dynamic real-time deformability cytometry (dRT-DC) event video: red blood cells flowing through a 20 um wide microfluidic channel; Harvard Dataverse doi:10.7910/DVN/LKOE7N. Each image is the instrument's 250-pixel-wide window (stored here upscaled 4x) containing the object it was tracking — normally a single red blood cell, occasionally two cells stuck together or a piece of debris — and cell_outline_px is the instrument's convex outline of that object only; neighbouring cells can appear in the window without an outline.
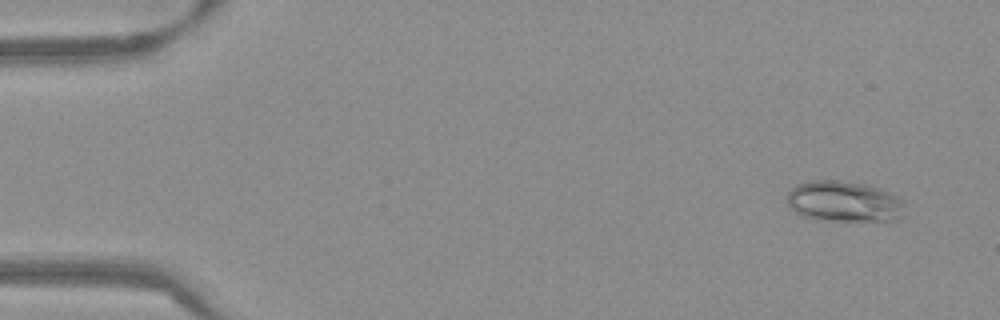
{"species": "Egyptian fruit bat (a non-hibernating species)", "species_latin": "Rousettus aegyptiacus", "temperature_condition": "warm", "stored_images_in_passage": 54, "camera_frame_rate_fps": 3000, "um_per_image_px": 0.085, "frame": {"image": 1, "passage_image": 4, "time_ms": 1.0, "image_size_px": [1000, 320], "cell_outline_px": [[904, 216], [888, 224], [816, 220], [800, 216], [788, 204], [788, 192], [796, 184], [812, 180], [836, 180], [864, 184], [880, 188], [900, 196], [904, 200]], "centroid_in_image_um": [71.85, 17.19], "position_along_channel_um": 13.2, "area_um2": 29.42}}
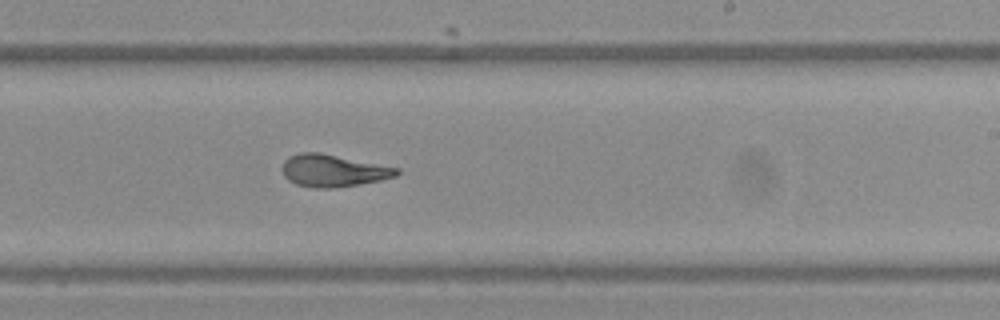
{"frame": {"image": 2, "passage_image": 33, "time_ms": 10.667, "image_size_px": [1000, 320], "cell_outline_px": [[400, 172], [396, 176], [380, 180], [336, 188], [312, 188], [296, 184], [288, 180], [284, 176], [280, 168], [284, 160], [288, 156], [300, 152], [320, 152], [400, 168]], "centroid_in_image_um": [28.28, 14.5], "position_along_channel_um": 260.7, "area_um2": 21.73}}
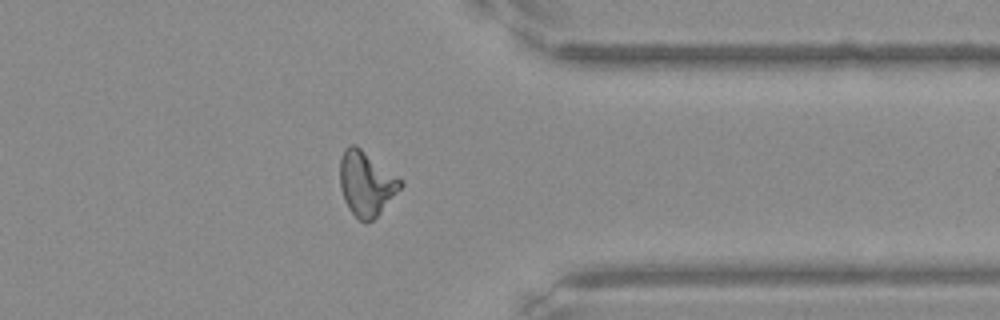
{"frame": {"image": 3, "passage_image": 43, "time_ms": 14.0, "image_size_px": [1000, 320], "cell_outline_px": [[404, 184], [380, 212], [372, 220], [360, 220], [348, 208], [344, 200], [340, 188], [340, 160], [344, 148], [348, 144], [356, 144], [404, 180]], "centroid_in_image_um": [31.13, 15.54], "position_along_channel_um": 380.3, "area_um2": 22.77}, "authors_computed_cell_mechanics": {"area_um2": 22.542, "velocity_mm_per_s": 3.8224, "shape_relaxation_time_tau1_ms": 6.0827, "shape_relaxation_time_tau2_ms": 1.34, "deformation_change_tau1": 0.205, "deformation_change_tau2": 0.0791}}